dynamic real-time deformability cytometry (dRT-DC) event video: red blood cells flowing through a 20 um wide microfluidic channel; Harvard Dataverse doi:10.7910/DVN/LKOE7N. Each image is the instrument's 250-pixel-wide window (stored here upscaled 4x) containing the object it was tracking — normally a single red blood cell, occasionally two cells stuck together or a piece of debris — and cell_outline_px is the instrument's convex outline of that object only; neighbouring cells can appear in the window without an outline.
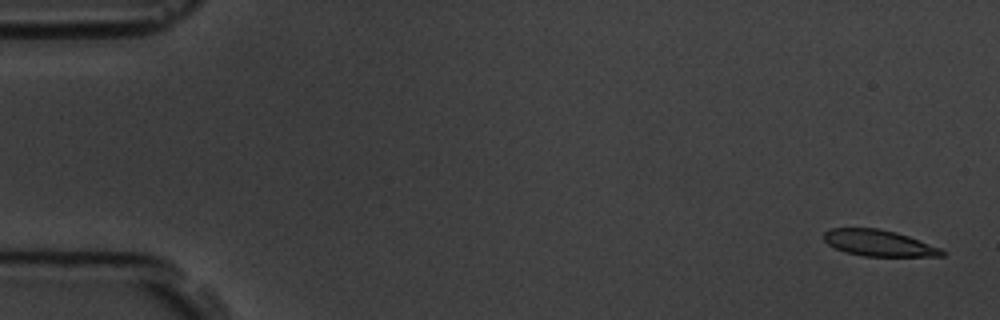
{"species": "common noctule bat (a hibernating species)", "species_latin": "Nyctalus noctula", "temperature_condition": "room temperature", "stored_images_in_passage": 5, "camera_frame_rate_fps": 3000, "um_per_image_px": 0.085, "animal": {"sex": "male", "body_mass_g": 19.5, "forearm_length_mm": 54.6}, "frame": {"image": 1, "passage_image": 1, "time_ms": 0.0, "image_size_px": [1000, 320], "cell_outline_px": [[948, 252], [944, 256], [864, 256], [844, 252], [828, 244], [824, 240], [824, 232], [832, 228], [880, 228], [896, 232], [908, 236], [940, 248]], "centroid_in_image_um": [74.7, 20.66], "position_along_channel_um": 10.3, "area_um2": 18.03}}
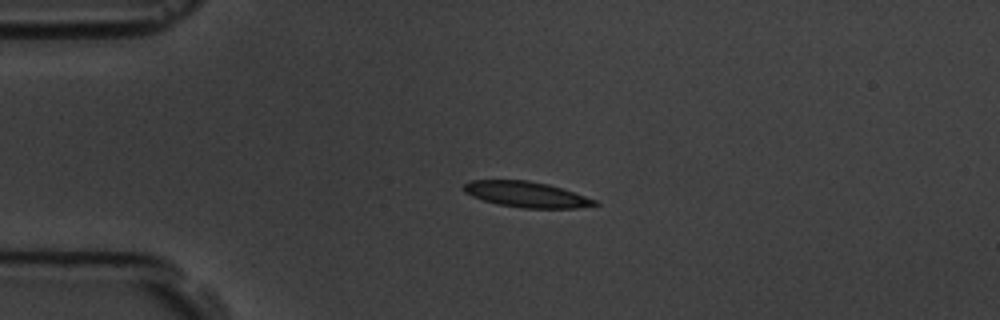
{"frame": {"image": 2, "passage_image": 4, "time_ms": 3.667, "image_size_px": [1000, 320], "cell_outline_px": [[600, 204], [576, 208], [520, 208], [496, 204], [472, 196], [464, 192], [464, 184], [472, 180], [528, 180], [548, 184], [596, 200]], "centroid_in_image_um": [44.71, 16.53], "position_along_channel_um": 40.3, "area_um2": 19.42}}